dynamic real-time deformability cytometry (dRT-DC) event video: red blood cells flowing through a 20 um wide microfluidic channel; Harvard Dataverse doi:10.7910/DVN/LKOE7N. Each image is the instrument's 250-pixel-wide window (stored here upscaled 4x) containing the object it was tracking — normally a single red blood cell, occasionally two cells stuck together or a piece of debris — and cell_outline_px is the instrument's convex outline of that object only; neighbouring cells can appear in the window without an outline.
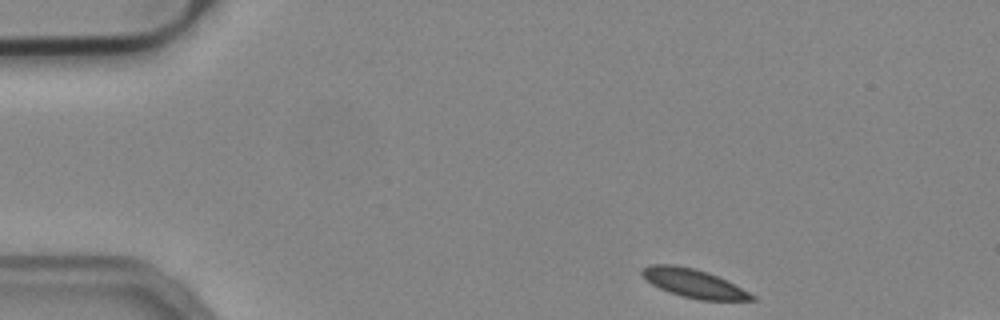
{"species": "common noctule bat (a hibernating species)", "species_latin": "Nyctalus noctula", "temperature_condition": "cold", "stored_images_in_passage": 48, "segment_of_instrument_passage": [1, 2], "camera_frame_rate_fps": 3000, "um_per_image_px": 0.085, "animal": {"sex": "male", "body_mass_g": 19.2, "forearm_length_mm": 51.8}, "frame": {"image": 1, "passage_image": 1, "time_ms": 0.0, "image_size_px": [1000, 320], "cell_outline_px": [[756, 300], [700, 300], [680, 296], [668, 292], [652, 284], [640, 272], [644, 268], [652, 264], [672, 264], [692, 268], [716, 276], [756, 296]], "centroid_in_image_um": [58.94, 24.1], "position_along_channel_um": 26.1, "area_um2": 17.74}}
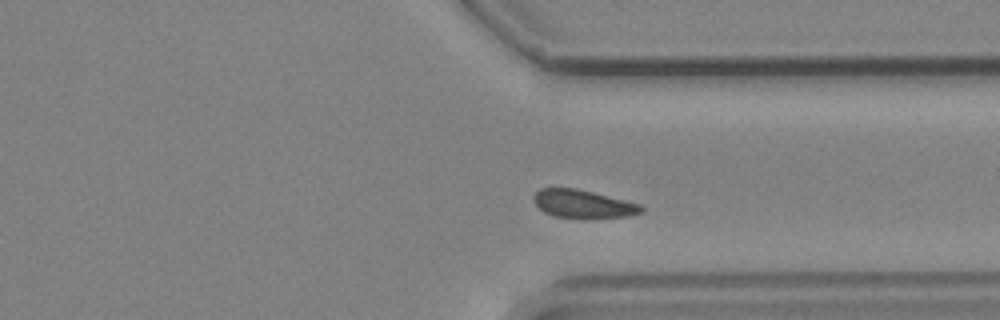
{"frame": {"image": 2, "passage_image": 34, "time_ms": 11.0, "image_size_px": [1000, 320], "cell_outline_px": [[644, 212], [628, 216], [584, 220], [552, 216], [544, 212], [532, 200], [532, 196], [540, 188], [576, 188], [640, 204], [644, 208]], "centroid_in_image_um": [49.55, 17.37], "position_along_channel_um": 361.9, "area_um2": 18.09}}
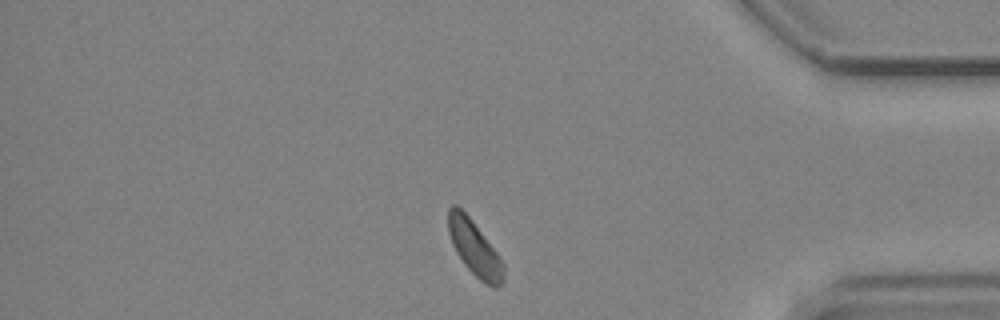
{"frame": {"image": 3, "passage_image": 39, "time_ms": 12.667, "image_size_px": [1000, 320], "cell_outline_px": [[504, 280], [496, 288], [492, 288], [480, 280], [464, 264], [456, 252], [452, 244], [448, 232], [448, 208], [452, 204], [456, 204], [472, 220], [496, 252], [504, 264]], "centroid_in_image_um": [40.32, 21.1], "position_along_channel_um": 394.9, "area_um2": 17.57}}